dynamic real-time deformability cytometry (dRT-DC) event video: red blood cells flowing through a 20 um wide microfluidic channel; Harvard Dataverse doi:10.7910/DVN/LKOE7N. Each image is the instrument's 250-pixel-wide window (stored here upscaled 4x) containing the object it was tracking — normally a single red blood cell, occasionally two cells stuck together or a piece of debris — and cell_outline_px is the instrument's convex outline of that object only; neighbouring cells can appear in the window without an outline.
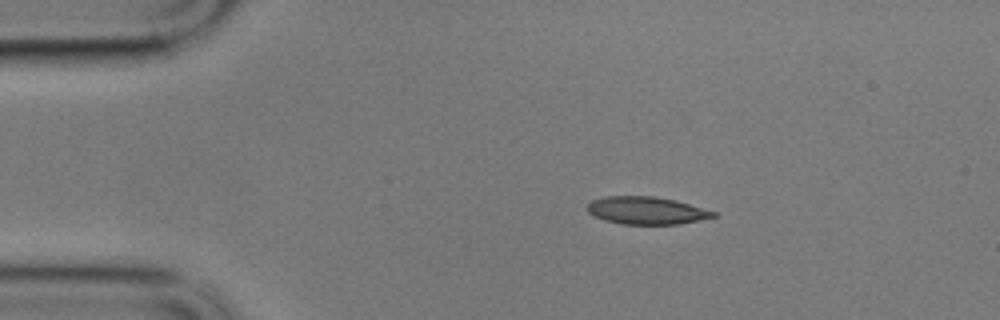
{"species": "common noctule bat (a hibernating species)", "species_latin": "Nyctalus noctula", "temperature_condition": "cold", "stored_images_in_passage": 50, "camera_frame_rate_fps": 3000, "um_per_image_px": 0.085, "animal": {"sex": "male", "body_mass_g": 17.9}, "frame": {"image": 1, "passage_image": 1, "time_ms": 0.0, "image_size_px": [1000, 320], "cell_outline_px": [[716, 216], [700, 220], [680, 224], [624, 224], [604, 220], [592, 216], [588, 212], [588, 204], [592, 200], [604, 196], [652, 196], [676, 200], [716, 212]], "centroid_in_image_um": [54.93, 17.89], "position_along_channel_um": 30.1, "area_um2": 20.23}}
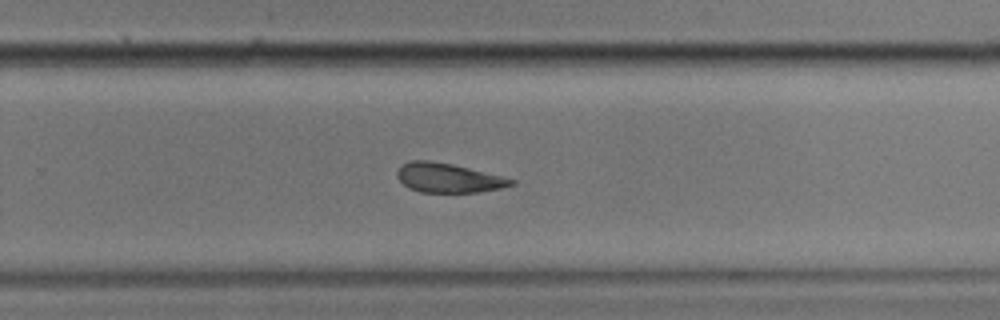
{"frame": {"image": 2, "passage_image": 29, "time_ms": 9.333, "image_size_px": [1000, 320], "cell_outline_px": [[516, 184], [500, 188], [476, 192], [420, 192], [408, 188], [396, 176], [396, 172], [400, 164], [412, 160], [428, 160], [452, 164], [504, 176], [516, 180]], "centroid_in_image_um": [38.09, 15.11], "position_along_channel_um": 291.7, "area_um2": 19.59}}
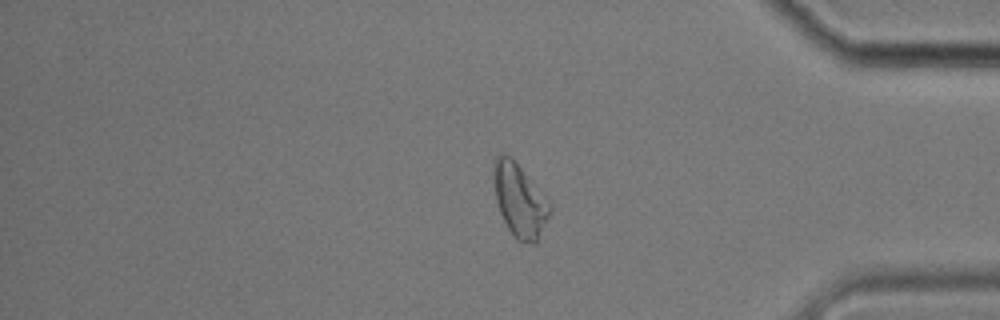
{"frame": {"image": 3, "passage_image": 40, "time_ms": 13.0, "image_size_px": [1000, 320], "cell_outline_px": [[552, 208], [536, 244], [532, 244], [516, 240], [508, 228], [500, 212], [496, 200], [492, 164], [496, 156], [504, 152], [520, 168], [548, 200]], "centroid_in_image_um": [44.15, 17.06], "position_along_channel_um": 391.1, "area_um2": 23.47}, "authors_computed_cell_mechanics": {"area_um2": 21.1837, "velocity_mm_per_s": 3.3459, "shape_relaxation_time_tau1_ms": 4.5078, "shape_relaxation_time_tau2_ms": 4.5718, "deformation_change_tau1": 0.1364, "deformation_change_tau2": 0.1289}}